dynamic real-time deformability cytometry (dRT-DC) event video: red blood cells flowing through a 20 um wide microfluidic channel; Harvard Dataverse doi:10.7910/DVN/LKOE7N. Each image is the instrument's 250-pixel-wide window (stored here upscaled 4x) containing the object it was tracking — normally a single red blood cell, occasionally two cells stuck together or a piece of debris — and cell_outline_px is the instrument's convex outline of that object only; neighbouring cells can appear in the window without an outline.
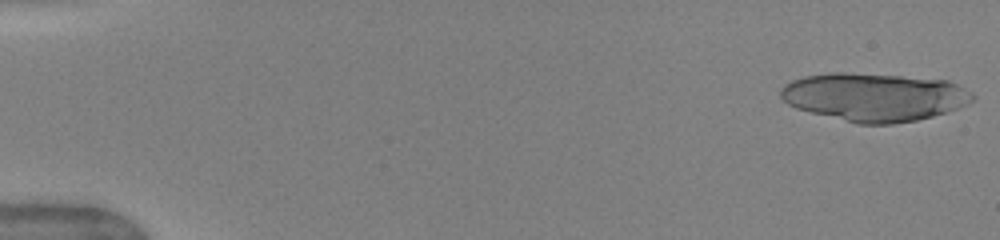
{"species": "human", "species_latin": "Homo sapiens", "temperature_condition": "warm", "stored_images_in_passage": 15, "camera_frame_rate_fps": 3000, "um_per_image_px": 0.085, "donor": {"sex": "female"}, "frame": {"image": 1, "passage_image": 1, "time_ms": 0.0, "image_size_px": [1000, 240], "cell_outline_px": [[976, 96], [968, 104], [932, 116], [916, 120], [892, 124], [856, 124], [796, 108], [788, 104], [780, 96], [780, 88], [784, 84], [792, 80], [804, 76], [828, 72], [844, 72], [900, 76], [948, 80], [972, 92]], "centroid_in_image_um": [74.28, 8.24], "position_along_channel_um": 10.7, "area_um2": 53.87}}
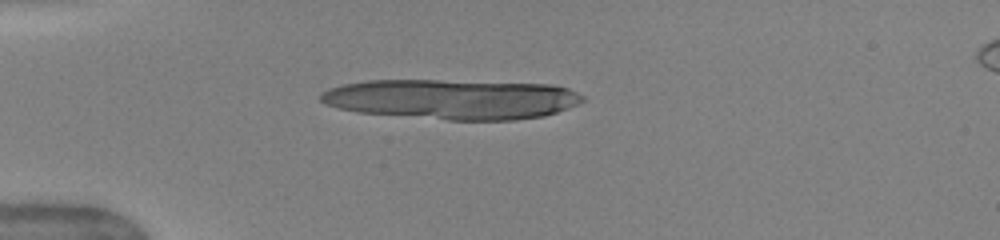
{"frame": {"image": 2, "passage_image": 13, "time_ms": 4.0, "image_size_px": [1000, 240], "cell_outline_px": [[584, 100], [568, 108], [544, 116], [516, 120], [448, 120], [356, 112], [324, 104], [320, 100], [320, 92], [328, 88], [344, 84], [368, 80], [440, 80], [552, 84], [568, 88], [584, 96]], "centroid_in_image_um": [38.4, 8.43], "position_along_channel_um": 46.6, "area_um2": 61.38}}